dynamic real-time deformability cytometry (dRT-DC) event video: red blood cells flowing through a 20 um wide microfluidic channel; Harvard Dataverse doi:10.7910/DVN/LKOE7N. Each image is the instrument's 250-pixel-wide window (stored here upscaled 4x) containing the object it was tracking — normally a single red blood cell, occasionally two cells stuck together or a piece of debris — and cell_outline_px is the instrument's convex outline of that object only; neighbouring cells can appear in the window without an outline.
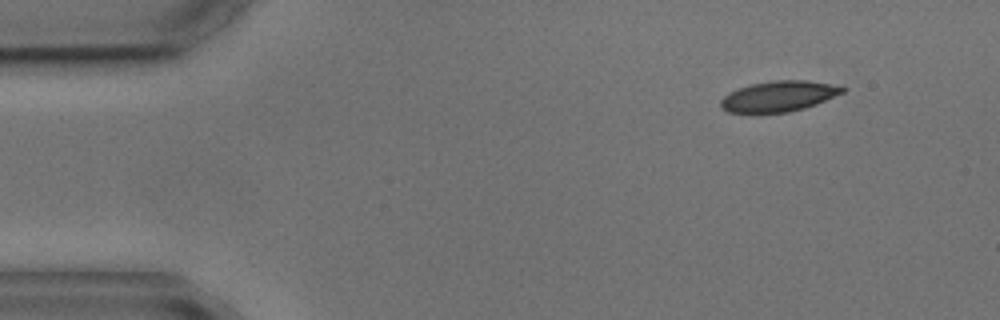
{"species": "common noctule bat (a hibernating species)", "species_latin": "Nyctalus noctula", "temperature_condition": "cold", "stored_images_in_passage": 6, "camera_frame_rate_fps": 3000, "um_per_image_px": 0.085, "animal": {"sex": "male", "body_mass_g": 17.9, "forearm_length_mm": 54.2}, "frame": {"image": 1, "passage_image": 1, "time_ms": 0.0, "image_size_px": [1000, 320], "cell_outline_px": [[844, 92], [816, 104], [804, 108], [788, 112], [728, 112], [720, 108], [720, 100], [728, 92], [752, 84], [772, 80], [808, 80], [828, 84], [844, 88]], "centroid_in_image_um": [66.15, 8.18], "position_along_channel_um": 18.9, "area_um2": 21.39}}
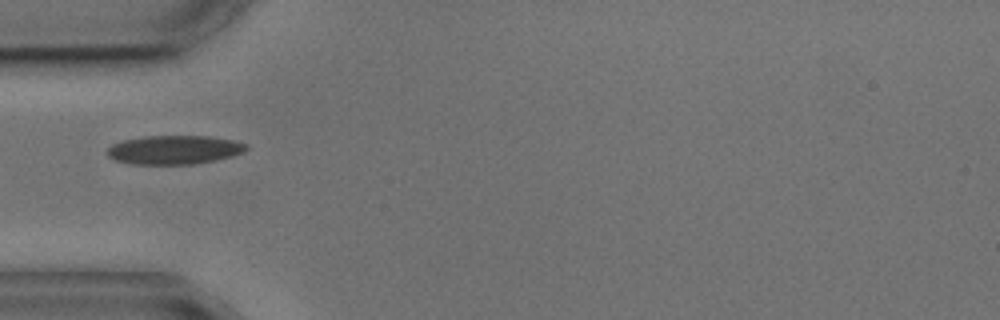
{"frame": {"image": 2, "passage_image": 4, "time_ms": 3.667, "image_size_px": [1000, 320], "cell_outline_px": [[248, 148], [244, 152], [232, 156], [192, 164], [128, 164], [112, 160], [104, 152], [112, 144], [120, 140], [144, 136], [208, 136], [232, 140], [248, 144]], "centroid_in_image_um": [14.73, 12.73], "position_along_channel_um": 70.3, "area_um2": 23.58}}